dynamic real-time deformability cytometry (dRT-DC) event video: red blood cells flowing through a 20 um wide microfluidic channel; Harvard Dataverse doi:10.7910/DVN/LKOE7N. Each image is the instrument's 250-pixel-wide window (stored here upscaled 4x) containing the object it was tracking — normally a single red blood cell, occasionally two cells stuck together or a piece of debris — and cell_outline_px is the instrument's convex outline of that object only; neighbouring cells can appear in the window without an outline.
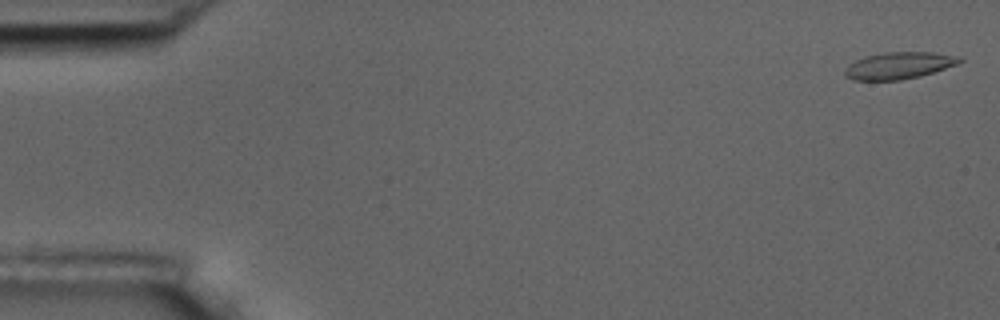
{"species": "common noctule bat (a hibernating species)", "species_latin": "Nyctalus noctula", "temperature_condition": "room temperature", "stored_images_in_passage": 3, "camera_frame_rate_fps": 3000, "um_per_image_px": 0.085, "animal": {"sex": "male", "body_mass_g": 17.5, "forearm_length_mm": 52.3}, "frame": {"image": 1, "passage_image": 1, "time_ms": 0.0, "image_size_px": [1000, 320], "cell_outline_px": [[964, 60], [956, 64], [920, 76], [900, 80], [852, 80], [844, 76], [844, 68], [848, 64], [864, 56], [884, 52], [932, 52], [952, 56]], "centroid_in_image_um": [76.3, 5.57], "position_along_channel_um": 8.7, "area_um2": 17.8}}